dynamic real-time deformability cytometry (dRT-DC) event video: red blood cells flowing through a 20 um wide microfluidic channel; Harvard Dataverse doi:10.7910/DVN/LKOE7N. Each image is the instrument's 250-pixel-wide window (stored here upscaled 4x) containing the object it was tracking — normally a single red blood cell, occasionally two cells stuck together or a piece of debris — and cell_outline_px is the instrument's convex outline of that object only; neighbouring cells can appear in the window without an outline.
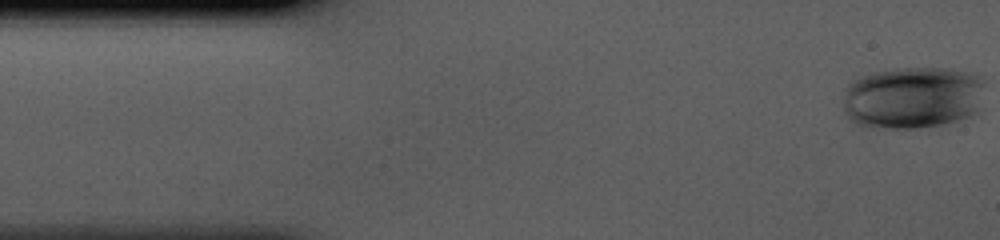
{"species": "human", "species_latin": "Homo sapiens", "temperature_condition": "cold", "stored_images_in_passage": 42, "camera_frame_rate_fps": 3000, "um_per_image_px": 0.085, "donor": {"sex": "male"}, "frame": {"image": 1, "passage_image": 1, "time_ms": 0.0, "image_size_px": [1000, 240], "cell_outline_px": [[980, 84], [976, 112], [968, 116], [956, 120], [940, 124], [916, 128], [868, 128], [856, 124], [848, 120], [844, 112], [844, 88], [848, 84], [864, 76], [876, 72], [896, 68], [944, 68], [964, 72], [976, 76]], "centroid_in_image_um": [77.43, 8.32], "position_along_channel_um": 7.6, "area_um2": 50.63}}
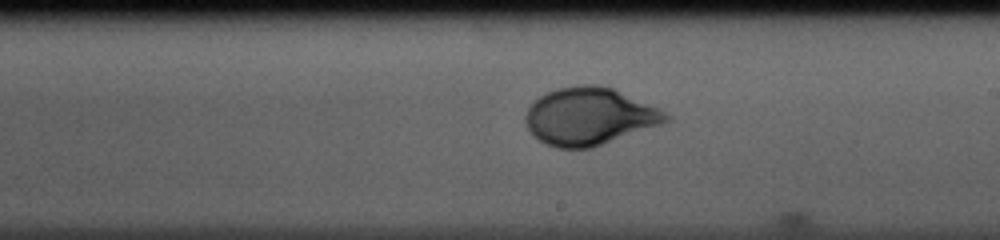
{"frame": {"image": 2, "passage_image": 24, "time_ms": 7.667, "image_size_px": [1000, 240], "cell_outline_px": [[672, 120], [592, 148], [556, 148], [540, 140], [528, 128], [524, 120], [524, 116], [528, 108], [540, 96], [556, 88], [584, 84], [596, 84], [612, 88], [660, 108], [672, 116]], "centroid_in_image_um": [50.12, 9.88], "position_along_channel_um": 238.9, "area_um2": 46.76}}
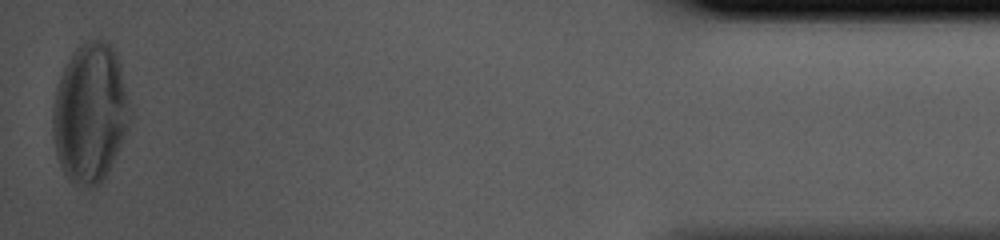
{"frame": {"image": 3, "passage_image": 42, "time_ms": 13.667, "image_size_px": [1000, 240], "cell_outline_px": [[128, 128], [112, 164], [104, 180], [96, 188], [80, 188], [72, 184], [68, 180], [60, 164], [56, 152], [52, 132], [52, 112], [56, 88], [60, 76], [68, 60], [76, 48], [80, 44], [88, 40], [104, 40], [112, 48], [120, 64], [128, 104]], "centroid_in_image_um": [7.62, 9.67], "position_along_channel_um": 427.6, "area_um2": 62.48}}